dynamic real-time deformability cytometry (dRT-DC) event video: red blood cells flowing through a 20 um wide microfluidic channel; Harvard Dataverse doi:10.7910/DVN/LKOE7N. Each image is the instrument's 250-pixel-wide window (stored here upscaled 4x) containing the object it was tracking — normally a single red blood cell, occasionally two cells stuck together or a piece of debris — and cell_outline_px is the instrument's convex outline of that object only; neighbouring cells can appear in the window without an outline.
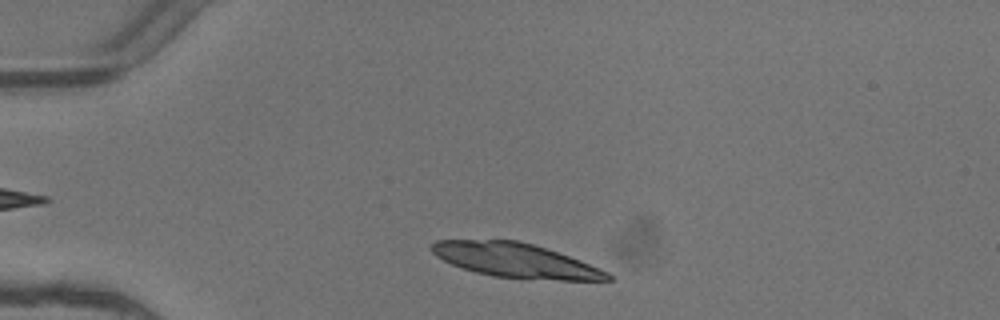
{"species": "common noctule bat (a hibernating species)", "species_latin": "Nyctalus noctula", "temperature_condition": "warm", "stored_images_in_passage": 3, "camera_frame_rate_fps": 3000, "um_per_image_px": 0.085, "animal": {"sex": "female"}, "frame": {"image": 1, "passage_image": 1, "time_ms": 0.0, "image_size_px": [1000, 320], "cell_outline_px": [[612, 280], [560, 280], [492, 276], [460, 268], [436, 256], [428, 248], [436, 240], [516, 240], [532, 244], [580, 260], [608, 272], [612, 276]], "centroid_in_image_um": [43.78, 22.13], "position_along_channel_um": 41.2, "area_um2": 34.74}}